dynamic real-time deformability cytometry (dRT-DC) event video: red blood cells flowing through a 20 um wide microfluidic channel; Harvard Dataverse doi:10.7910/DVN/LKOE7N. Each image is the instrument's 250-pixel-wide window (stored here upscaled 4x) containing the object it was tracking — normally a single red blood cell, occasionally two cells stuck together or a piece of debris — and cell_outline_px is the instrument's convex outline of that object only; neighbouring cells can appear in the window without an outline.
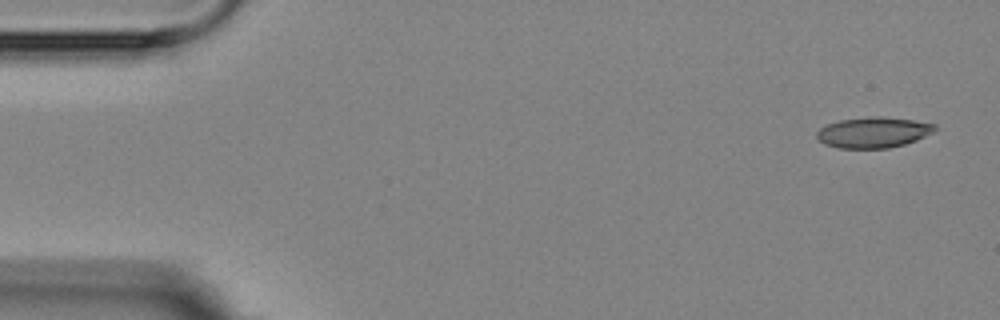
{"species": "Egyptian fruit bat (a non-hibernating species)", "species_latin": "Rousettus aegyptiacus", "temperature_condition": "room temperature", "stored_images_in_passage": 5, "camera_frame_rate_fps": 3000, "um_per_image_px": 0.085, "animal": {"sex": "female"}, "frame": {"image": 1, "passage_image": 1, "time_ms": 0.0, "image_size_px": [1000, 320], "cell_outline_px": [[940, 128], [916, 140], [904, 144], [888, 148], [840, 148], [824, 144], [816, 136], [816, 132], [820, 128], [828, 124], [840, 120], [872, 116], [880, 116], [912, 120], [936, 124]], "centroid_in_image_um": [74.25, 11.25], "position_along_channel_um": 10.8, "area_um2": 21.04}}